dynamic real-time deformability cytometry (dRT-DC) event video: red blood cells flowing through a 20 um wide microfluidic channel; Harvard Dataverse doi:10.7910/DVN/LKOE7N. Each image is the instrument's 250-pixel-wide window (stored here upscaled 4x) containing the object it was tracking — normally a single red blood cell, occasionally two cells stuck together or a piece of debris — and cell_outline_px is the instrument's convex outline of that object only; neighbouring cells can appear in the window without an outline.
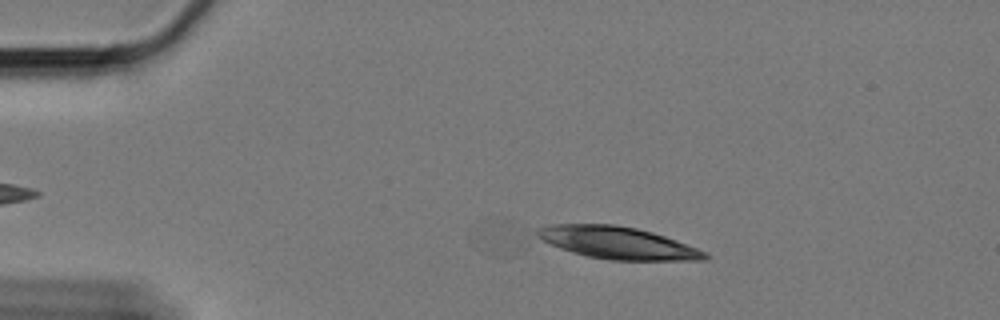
{"species": "Egyptian fruit bat (a non-hibernating species)", "species_latin": "Rousettus aegyptiacus", "temperature_condition": "cold", "stored_images_in_passage": 25, "segment_of_instrument_passage": [1, 2], "camera_frame_rate_fps": 3000, "um_per_image_px": 0.085, "animal": {"sex": "female"}, "frame": {"image": 1, "passage_image": 11, "time_ms": 3.333, "image_size_px": [1000, 320], "cell_outline_px": [[712, 256], [708, 260], [608, 260], [588, 256], [572, 252], [560, 248], [544, 240], [536, 232], [536, 228], [548, 224], [616, 224], [636, 228], [652, 232], [676, 240], [708, 252]], "centroid_in_image_um": [52.56, 20.64], "position_along_channel_um": 32.4, "area_um2": 31.44}}